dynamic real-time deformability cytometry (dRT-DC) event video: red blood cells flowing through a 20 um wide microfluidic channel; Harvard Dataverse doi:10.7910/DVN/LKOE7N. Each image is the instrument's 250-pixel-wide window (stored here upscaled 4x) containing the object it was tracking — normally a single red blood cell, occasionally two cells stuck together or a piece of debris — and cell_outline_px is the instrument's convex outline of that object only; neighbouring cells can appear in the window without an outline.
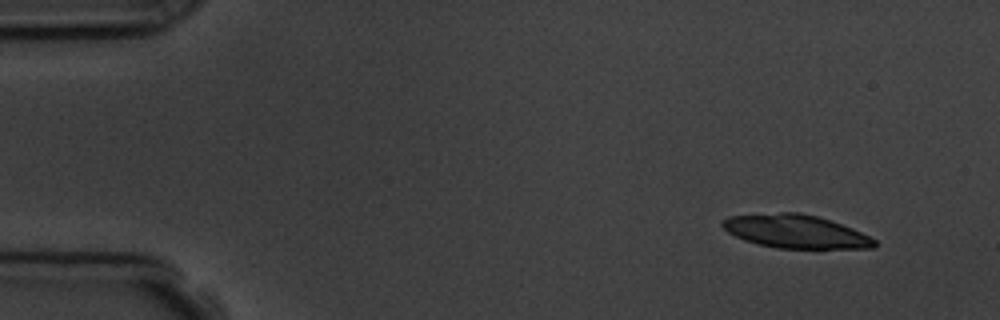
{"species": "common noctule bat (a hibernating species)", "species_latin": "Nyctalus noctula", "temperature_condition": "room temperature", "stored_images_in_passage": 7, "segment_of_instrument_passage": [1, 2], "camera_frame_rate_fps": 3000, "um_per_image_px": 0.085, "animal": {"sex": "male", "body_mass_g": 19.5, "forearm_length_mm": 54.6}, "frame": {"image": 1, "passage_image": 1, "time_ms": 0.0, "image_size_px": [1000, 320], "cell_outline_px": [[876, 248], [776, 248], [744, 240], [728, 232], [720, 224], [720, 220], [728, 216], [780, 212], [800, 212], [816, 216], [852, 228], [876, 240]], "centroid_in_image_um": [67.59, 19.67], "position_along_channel_um": 17.4, "area_um2": 29.36}}